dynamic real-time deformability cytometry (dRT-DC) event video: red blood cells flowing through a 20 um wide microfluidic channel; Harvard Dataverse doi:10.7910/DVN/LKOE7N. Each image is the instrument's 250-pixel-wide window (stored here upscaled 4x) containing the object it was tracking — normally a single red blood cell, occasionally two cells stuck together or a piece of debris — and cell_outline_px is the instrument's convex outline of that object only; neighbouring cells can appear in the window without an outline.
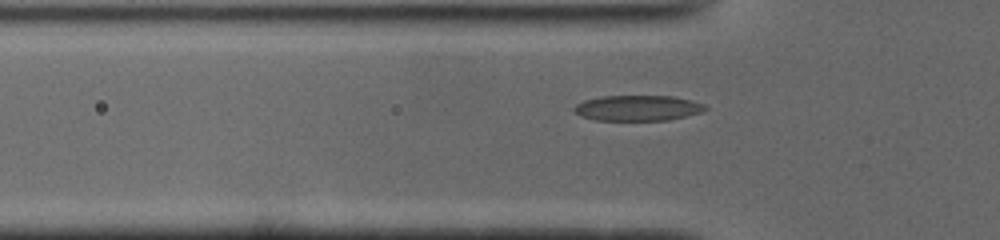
{"species": "common noctule bat (a hibernating species)", "species_latin": "Nyctalus noctula", "temperature_condition": "cold", "stored_images_in_passage": 35, "camera_frame_rate_fps": 3000, "um_per_image_px": 0.085, "animal": {"sex": "male", "body_mass_g": 19.0, "forearm_length_mm": 50.8}, "frame": {"image": 1, "passage_image": 2, "time_ms": 0.333, "image_size_px": [1000, 240], "cell_outline_px": [[708, 108], [700, 112], [668, 120], [596, 120], [584, 116], [576, 112], [572, 108], [576, 104], [584, 100], [600, 96], [672, 96], [704, 104]], "centroid_in_image_um": [54.18, 9.17], "position_along_channel_um": 71.6, "area_um2": 19.19}}
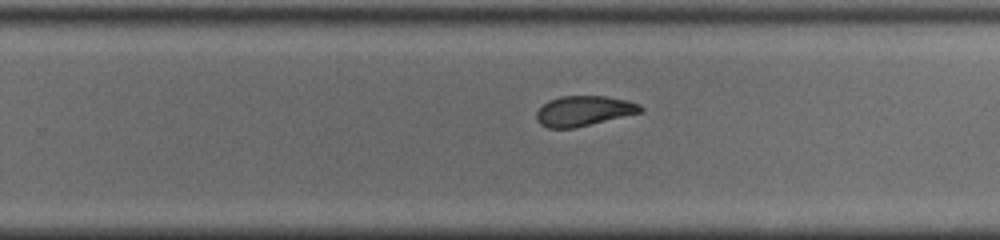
{"frame": {"image": 2, "passage_image": 18, "time_ms": 5.667, "image_size_px": [1000, 240], "cell_outline_px": [[644, 112], [576, 128], [548, 128], [540, 124], [536, 120], [536, 112], [548, 100], [560, 96], [604, 96], [628, 100], [640, 104], [644, 108]], "centroid_in_image_um": [49.65, 9.43], "position_along_channel_um": 280.1, "area_um2": 18.55}}
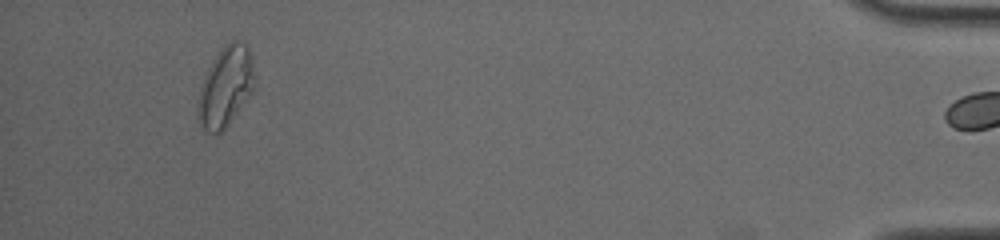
{"frame": {"image": 3, "passage_image": 34, "time_ms": 11.0, "image_size_px": [1000, 240], "cell_outline_px": [[256, 84], [252, 92], [228, 124], [220, 132], [208, 132], [200, 124], [200, 88], [208, 68], [212, 60], [224, 44], [232, 36], [248, 44], [252, 60]], "centroid_in_image_um": [19.24, 7.24], "position_along_channel_um": 416.0, "area_um2": 26.13}, "authors_computed_cell_mechanics": {"area_um2": 18.9584, "velocity_mm_per_s": 3.9148, "shape_relaxation_time_tau1_ms": 6.367, "shape_relaxation_time_tau2_ms": 1.8721, "deformation_change_tau1": 0.1808, "deformation_change_tau2": 0.0842}}